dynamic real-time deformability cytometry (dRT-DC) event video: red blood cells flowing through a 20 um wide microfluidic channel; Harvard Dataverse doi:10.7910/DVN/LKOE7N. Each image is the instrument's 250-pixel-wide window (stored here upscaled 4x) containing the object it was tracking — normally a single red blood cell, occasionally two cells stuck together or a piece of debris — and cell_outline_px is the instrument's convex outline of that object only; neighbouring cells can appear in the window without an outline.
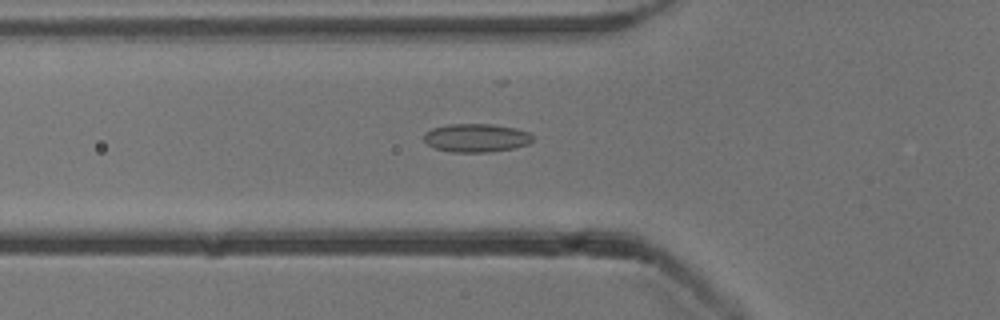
{"species": "common noctule bat (a hibernating species)", "species_latin": "Nyctalus noctula", "temperature_condition": "cold", "stored_images_in_passage": 54, "camera_frame_rate_fps": 3000, "um_per_image_px": 0.085, "animal": {"sex": "male", "body_mass_g": 13.3}, "frame": {"image": 1, "passage_image": 19, "time_ms": 6.0, "image_size_px": [1000, 320], "cell_outline_px": [[532, 140], [528, 144], [512, 148], [492, 152], [452, 152], [436, 148], [428, 144], [424, 140], [424, 132], [432, 128], [448, 124], [492, 124], [516, 128], [528, 132], [532, 136]], "centroid_in_image_um": [40.47, 11.71], "position_along_channel_um": 85.3, "area_um2": 17.98}}
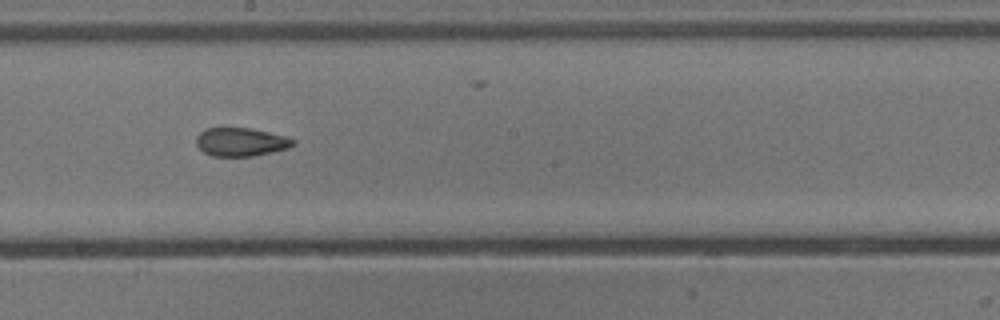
{"frame": {"image": 2, "passage_image": 30, "time_ms": 9.667, "image_size_px": [1000, 320], "cell_outline_px": [[296, 144], [288, 148], [272, 152], [252, 156], [212, 156], [204, 152], [196, 144], [196, 136], [204, 128], [252, 128], [288, 136], [296, 140]], "centroid_in_image_um": [20.5, 12.06], "position_along_channel_um": 227.7, "area_um2": 16.24}}
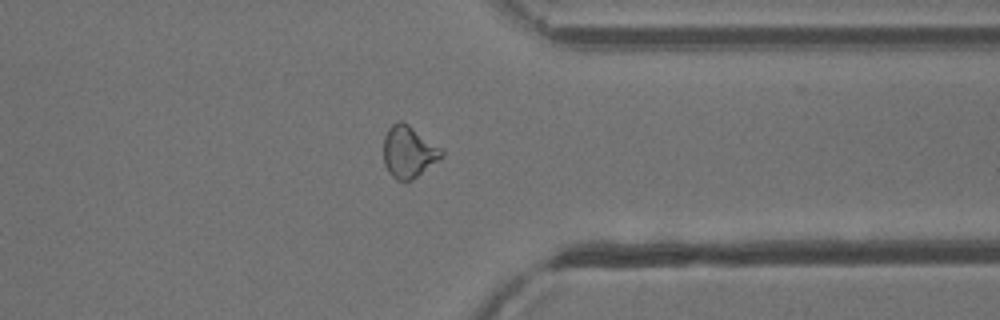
{"frame": {"image": 3, "passage_image": 42, "time_ms": 13.667, "image_size_px": [1000, 320], "cell_outline_px": [[444, 156], [412, 180], [396, 180], [388, 172], [384, 164], [384, 136], [388, 128], [392, 124], [400, 120], [408, 124], [440, 148], [444, 152]], "centroid_in_image_um": [34.71, 12.91], "position_along_channel_um": 376.7, "area_um2": 17.34}, "authors_computed_cell_mechanics": {"area_um2": 18.0336, "velocity_mm_per_s": 3.851, "shape_relaxation_time_tau1_ms": null, "shape_relaxation_time_tau2_ms": 2.09, "deformation_change_tau1": null, "deformation_change_tau2": 0.0908}}